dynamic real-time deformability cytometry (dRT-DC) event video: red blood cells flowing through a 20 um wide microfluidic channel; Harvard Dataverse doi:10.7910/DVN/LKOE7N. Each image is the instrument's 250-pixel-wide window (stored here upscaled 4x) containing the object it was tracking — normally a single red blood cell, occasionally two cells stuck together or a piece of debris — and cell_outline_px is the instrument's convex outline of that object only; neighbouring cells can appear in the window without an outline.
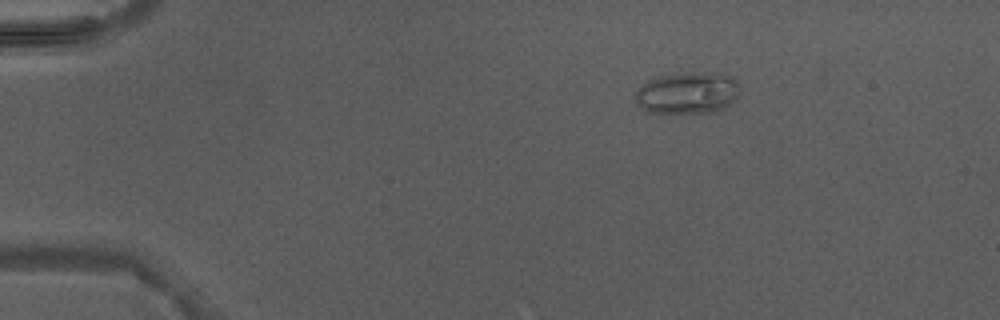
{"species": "Egyptian fruit bat (a non-hibernating species)", "species_latin": "Rousettus aegyptiacus", "temperature_condition": "warm", "stored_images_in_passage": 3, "camera_frame_rate_fps": 3000, "um_per_image_px": 0.085, "animal": {"sex": "male"}, "frame": {"image": 1, "passage_image": 1, "time_ms": 0.0, "image_size_px": [1000, 320], "cell_outline_px": [[736, 100], [732, 104], [724, 108], [712, 112], [648, 112], [636, 104], [636, 92], [640, 84], [656, 76], [672, 72], [724, 72], [732, 76], [736, 80]], "centroid_in_image_um": [58.42, 7.85], "position_along_channel_um": 26.6, "area_um2": 25.84}}